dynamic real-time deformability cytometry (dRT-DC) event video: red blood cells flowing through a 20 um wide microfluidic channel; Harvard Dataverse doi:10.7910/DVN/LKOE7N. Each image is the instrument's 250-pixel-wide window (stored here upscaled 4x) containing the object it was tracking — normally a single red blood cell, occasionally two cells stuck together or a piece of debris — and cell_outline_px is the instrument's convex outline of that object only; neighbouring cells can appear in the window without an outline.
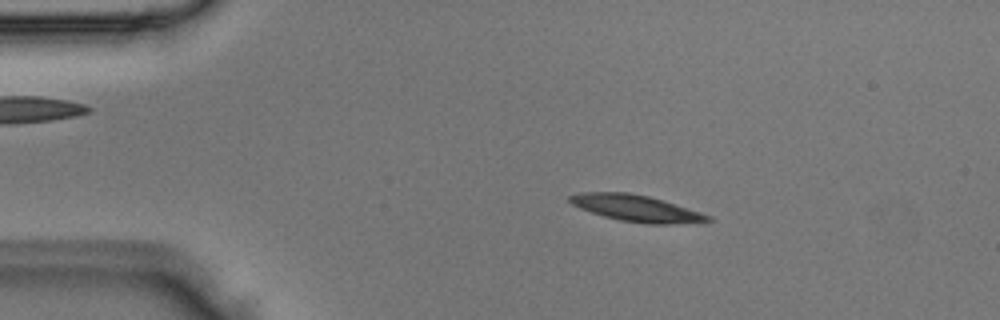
{"species": "Egyptian fruit bat (a non-hibernating species)", "species_latin": "Rousettus aegyptiacus", "temperature_condition": "room temperature", "stored_images_in_passage": 3, "camera_frame_rate_fps": 3000, "um_per_image_px": 0.085, "animal": {"sex": "male"}, "frame": {"image": 1, "passage_image": 2, "time_ms": 0.333, "image_size_px": [1000, 320], "cell_outline_px": [[712, 220], [668, 224], [648, 224], [620, 220], [604, 216], [580, 208], [572, 204], [568, 200], [568, 196], [580, 192], [628, 192], [648, 196], [664, 200], [712, 216]], "centroid_in_image_um": [54.05, 17.69], "position_along_channel_um": 31.0, "area_um2": 21.1}}